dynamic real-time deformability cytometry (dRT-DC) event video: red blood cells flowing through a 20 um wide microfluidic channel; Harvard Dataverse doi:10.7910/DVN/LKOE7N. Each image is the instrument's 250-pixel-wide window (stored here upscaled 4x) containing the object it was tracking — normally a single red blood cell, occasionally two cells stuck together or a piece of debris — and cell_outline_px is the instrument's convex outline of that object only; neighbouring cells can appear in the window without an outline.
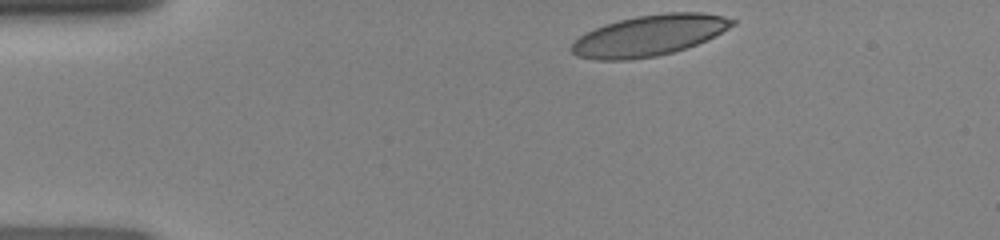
{"species": "human", "species_latin": "Homo sapiens", "temperature_condition": "room temperature", "stored_images_in_passage": 34, "camera_frame_rate_fps": 3000, "um_per_image_px": 0.085, "donor": {"sex": "female"}, "frame": {"image": 1, "passage_image": 1, "time_ms": 0.0, "image_size_px": [1000, 240], "cell_outline_px": [[736, 24], [696, 44], [672, 52], [656, 56], [628, 60], [596, 60], [576, 56], [568, 48], [580, 36], [604, 24], [636, 16], [664, 12], [704, 12], [724, 16], [736, 20]], "centroid_in_image_um": [55.16, 3.01], "position_along_channel_um": 29.8, "area_um2": 38.03}}
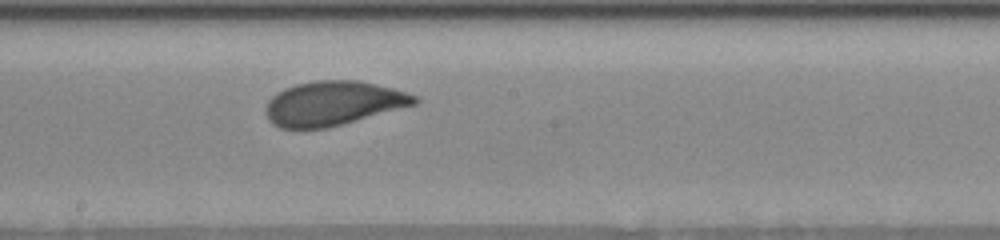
{"frame": {"image": 2, "passage_image": 19, "time_ms": 6.0, "image_size_px": [1000, 240], "cell_outline_px": [[420, 100], [416, 104], [340, 124], [324, 128], [280, 128], [272, 124], [268, 120], [264, 112], [268, 100], [276, 92], [284, 88], [296, 84], [316, 80], [356, 80], [376, 84], [392, 88], [416, 96]], "centroid_in_image_um": [28.25, 8.77], "position_along_channel_um": 219.9, "area_um2": 38.15}}
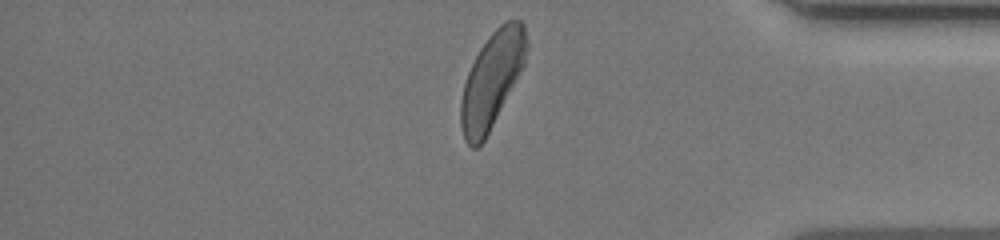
{"frame": {"image": 3, "passage_image": 33, "time_ms": 10.667, "image_size_px": [1000, 240], "cell_outline_px": [[528, 48], [524, 64], [484, 140], [476, 148], [472, 148], [464, 140], [460, 124], [460, 104], [464, 84], [468, 72], [480, 48], [488, 36], [504, 20], [520, 20], [524, 24], [528, 44]], "centroid_in_image_um": [41.8, 6.76], "position_along_channel_um": 393.4, "area_um2": 36.07}}